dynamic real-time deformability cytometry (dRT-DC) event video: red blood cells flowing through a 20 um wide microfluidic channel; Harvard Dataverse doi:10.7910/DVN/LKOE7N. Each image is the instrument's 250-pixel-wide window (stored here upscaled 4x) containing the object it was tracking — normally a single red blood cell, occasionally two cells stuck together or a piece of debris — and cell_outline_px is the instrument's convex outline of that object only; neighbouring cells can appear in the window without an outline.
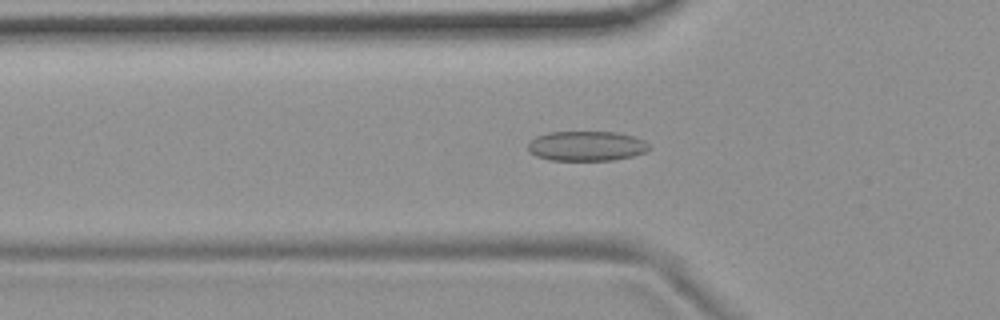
{"species": "common noctule bat (a hibernating species)", "species_latin": "Nyctalus noctula", "temperature_condition": "room temperature", "stored_images_in_passage": 44, "camera_frame_rate_fps": 3000, "um_per_image_px": 0.085, "animal": {"sex": "female", "body_mass_g": 19.9}, "frame": {"image": 1, "passage_image": 8, "time_ms": 2.333, "image_size_px": [1000, 320], "cell_outline_px": [[652, 148], [644, 152], [632, 156], [612, 160], [548, 160], [536, 156], [528, 152], [528, 144], [536, 136], [548, 132], [620, 132], [644, 140]], "centroid_in_image_um": [49.84, 12.41], "position_along_channel_um": 76.0, "area_um2": 21.15}}
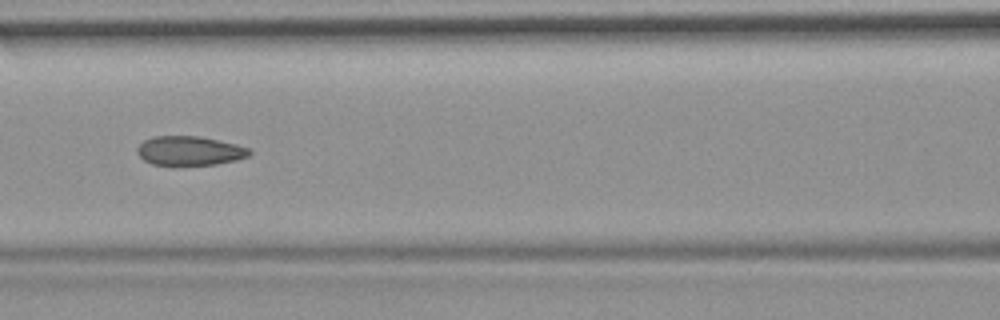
{"frame": {"image": 2, "passage_image": 14, "time_ms": 4.333, "image_size_px": [1000, 320], "cell_outline_px": [[252, 152], [248, 156], [236, 160], [216, 164], [152, 164], [144, 160], [136, 152], [136, 148], [144, 140], [152, 136], [200, 136], [236, 144], [248, 148]], "centroid_in_image_um": [16.1, 12.8], "position_along_channel_um": 150.5, "area_um2": 18.9}}
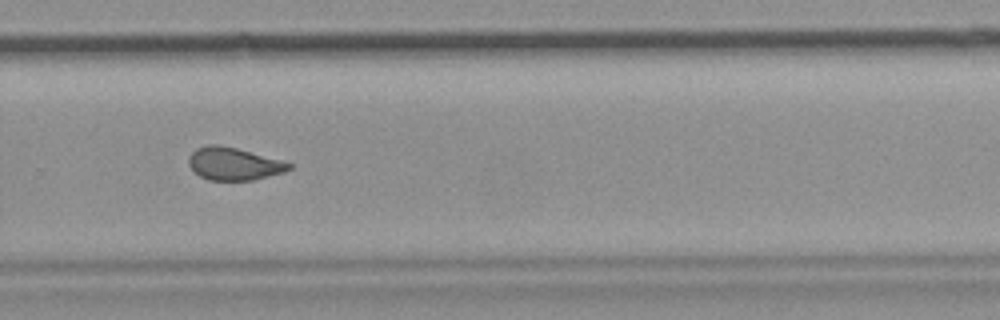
{"frame": {"image": 3, "passage_image": 27, "time_ms": 8.667, "image_size_px": [1000, 320], "cell_outline_px": [[292, 168], [284, 172], [252, 180], [208, 180], [200, 176], [188, 164], [188, 156], [196, 148], [208, 144], [216, 144], [236, 148], [280, 160], [292, 164]], "centroid_in_image_um": [19.84, 13.92], "position_along_channel_um": 310.0, "area_um2": 18.9}, "authors_computed_cell_mechanics": {"area_um2": 19.7098, "velocity_mm_per_s": 3.6962, "shape_relaxation_time_tau1_ms": null, "shape_relaxation_time_tau2_ms": 2.0545, "deformation_change_tau1": null, "deformation_change_tau2": 0.0837}}